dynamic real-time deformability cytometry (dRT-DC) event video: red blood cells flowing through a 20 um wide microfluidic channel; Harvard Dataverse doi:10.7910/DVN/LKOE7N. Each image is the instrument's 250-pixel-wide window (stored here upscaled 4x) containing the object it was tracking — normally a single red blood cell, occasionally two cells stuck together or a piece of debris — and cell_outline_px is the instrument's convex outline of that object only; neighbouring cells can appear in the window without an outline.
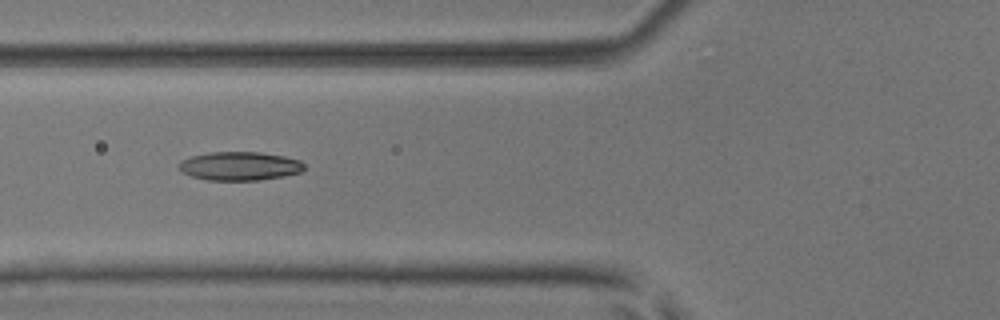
{"species": "common noctule bat (a hibernating species)", "species_latin": "Nyctalus noctula", "temperature_condition": "room temperature", "stored_images_in_passage": 5, "camera_frame_rate_fps": 3000, "um_per_image_px": 0.085, "animal": {"sex": "male", "body_mass_g": 17.9, "forearm_length_mm": 54.2}, "frame": {"image": 1, "passage_image": 5, "time_ms": 1.333, "image_size_px": [1000, 320], "cell_outline_px": [[304, 168], [300, 172], [284, 176], [256, 180], [208, 180], [192, 176], [184, 172], [180, 168], [180, 160], [192, 156], [208, 152], [260, 152], [284, 156], [300, 160], [304, 164]], "centroid_in_image_um": [20.39, 14.1], "position_along_channel_um": 105.4, "area_um2": 20.75}}